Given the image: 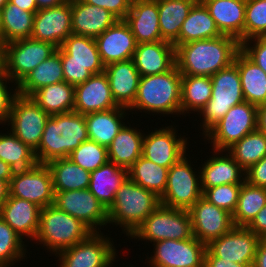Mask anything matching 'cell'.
Segmentation results:
<instances>
[{
  "label": "cell",
  "mask_w": 266,
  "mask_h": 267,
  "mask_svg": "<svg viewBox=\"0 0 266 267\" xmlns=\"http://www.w3.org/2000/svg\"><path fill=\"white\" fill-rule=\"evenodd\" d=\"M240 49L239 41L228 35L190 41L175 48L176 66L181 75L211 77L229 67Z\"/></svg>",
  "instance_id": "cell-1"
},
{
  "label": "cell",
  "mask_w": 266,
  "mask_h": 267,
  "mask_svg": "<svg viewBox=\"0 0 266 267\" xmlns=\"http://www.w3.org/2000/svg\"><path fill=\"white\" fill-rule=\"evenodd\" d=\"M181 79L176 64L167 72L142 76L136 99L128 109L130 114L181 118Z\"/></svg>",
  "instance_id": "cell-2"
},
{
  "label": "cell",
  "mask_w": 266,
  "mask_h": 267,
  "mask_svg": "<svg viewBox=\"0 0 266 267\" xmlns=\"http://www.w3.org/2000/svg\"><path fill=\"white\" fill-rule=\"evenodd\" d=\"M88 139L83 114L72 111L52 115L48 118L39 146L34 151L37 164L68 158L73 150Z\"/></svg>",
  "instance_id": "cell-3"
},
{
  "label": "cell",
  "mask_w": 266,
  "mask_h": 267,
  "mask_svg": "<svg viewBox=\"0 0 266 267\" xmlns=\"http://www.w3.org/2000/svg\"><path fill=\"white\" fill-rule=\"evenodd\" d=\"M160 204V198L155 193L127 178L107 210L108 226L122 229L120 235L125 234L124 237L129 240L128 237Z\"/></svg>",
  "instance_id": "cell-4"
},
{
  "label": "cell",
  "mask_w": 266,
  "mask_h": 267,
  "mask_svg": "<svg viewBox=\"0 0 266 267\" xmlns=\"http://www.w3.org/2000/svg\"><path fill=\"white\" fill-rule=\"evenodd\" d=\"M92 231L80 220L58 209L55 205L40 211L39 229L34 244L47 250L53 257L60 251L85 240Z\"/></svg>",
  "instance_id": "cell-5"
},
{
  "label": "cell",
  "mask_w": 266,
  "mask_h": 267,
  "mask_svg": "<svg viewBox=\"0 0 266 267\" xmlns=\"http://www.w3.org/2000/svg\"><path fill=\"white\" fill-rule=\"evenodd\" d=\"M212 96L207 104L197 114L200 118L203 137L213 126L217 124L225 114L235 105L245 101L237 65L233 62L211 76Z\"/></svg>",
  "instance_id": "cell-6"
},
{
  "label": "cell",
  "mask_w": 266,
  "mask_h": 267,
  "mask_svg": "<svg viewBox=\"0 0 266 267\" xmlns=\"http://www.w3.org/2000/svg\"><path fill=\"white\" fill-rule=\"evenodd\" d=\"M64 81L74 86L104 72L95 38L71 34L59 48Z\"/></svg>",
  "instance_id": "cell-7"
},
{
  "label": "cell",
  "mask_w": 266,
  "mask_h": 267,
  "mask_svg": "<svg viewBox=\"0 0 266 267\" xmlns=\"http://www.w3.org/2000/svg\"><path fill=\"white\" fill-rule=\"evenodd\" d=\"M193 237L188 210L159 205L128 237L148 246L160 240H186Z\"/></svg>",
  "instance_id": "cell-8"
},
{
  "label": "cell",
  "mask_w": 266,
  "mask_h": 267,
  "mask_svg": "<svg viewBox=\"0 0 266 267\" xmlns=\"http://www.w3.org/2000/svg\"><path fill=\"white\" fill-rule=\"evenodd\" d=\"M188 153L169 168L167 186L160 197L161 205L189 210L202 197L200 170L195 165L200 158H195V162L194 155Z\"/></svg>",
  "instance_id": "cell-9"
},
{
  "label": "cell",
  "mask_w": 266,
  "mask_h": 267,
  "mask_svg": "<svg viewBox=\"0 0 266 267\" xmlns=\"http://www.w3.org/2000/svg\"><path fill=\"white\" fill-rule=\"evenodd\" d=\"M104 233L92 232L85 240L58 252L56 267H109L120 257L117 242L111 234Z\"/></svg>",
  "instance_id": "cell-10"
},
{
  "label": "cell",
  "mask_w": 266,
  "mask_h": 267,
  "mask_svg": "<svg viewBox=\"0 0 266 267\" xmlns=\"http://www.w3.org/2000/svg\"><path fill=\"white\" fill-rule=\"evenodd\" d=\"M172 123L161 124L162 127H148L143 137L142 156L157 165L170 168L187 154L191 141L189 135L179 134V125ZM170 124V125H169ZM168 125V126H167ZM152 127L154 130H152ZM149 128L151 130L149 131ZM180 135V136H179Z\"/></svg>",
  "instance_id": "cell-11"
},
{
  "label": "cell",
  "mask_w": 266,
  "mask_h": 267,
  "mask_svg": "<svg viewBox=\"0 0 266 267\" xmlns=\"http://www.w3.org/2000/svg\"><path fill=\"white\" fill-rule=\"evenodd\" d=\"M258 107L246 101L233 106L203 137L213 150H226L257 129ZM208 142V143H207Z\"/></svg>",
  "instance_id": "cell-12"
},
{
  "label": "cell",
  "mask_w": 266,
  "mask_h": 267,
  "mask_svg": "<svg viewBox=\"0 0 266 267\" xmlns=\"http://www.w3.org/2000/svg\"><path fill=\"white\" fill-rule=\"evenodd\" d=\"M146 253L147 267H204L207 245L196 237L186 240H160ZM150 255V256H149Z\"/></svg>",
  "instance_id": "cell-13"
},
{
  "label": "cell",
  "mask_w": 266,
  "mask_h": 267,
  "mask_svg": "<svg viewBox=\"0 0 266 267\" xmlns=\"http://www.w3.org/2000/svg\"><path fill=\"white\" fill-rule=\"evenodd\" d=\"M56 50L52 43L33 38L8 42L4 44L5 74L18 85Z\"/></svg>",
  "instance_id": "cell-14"
},
{
  "label": "cell",
  "mask_w": 266,
  "mask_h": 267,
  "mask_svg": "<svg viewBox=\"0 0 266 267\" xmlns=\"http://www.w3.org/2000/svg\"><path fill=\"white\" fill-rule=\"evenodd\" d=\"M50 115L39 107L30 97L17 95L11 105L7 125L11 132L35 151Z\"/></svg>",
  "instance_id": "cell-15"
},
{
  "label": "cell",
  "mask_w": 266,
  "mask_h": 267,
  "mask_svg": "<svg viewBox=\"0 0 266 267\" xmlns=\"http://www.w3.org/2000/svg\"><path fill=\"white\" fill-rule=\"evenodd\" d=\"M9 195L32 202L41 209L53 205V178L47 164H36L27 170H15L9 183Z\"/></svg>",
  "instance_id": "cell-16"
},
{
  "label": "cell",
  "mask_w": 266,
  "mask_h": 267,
  "mask_svg": "<svg viewBox=\"0 0 266 267\" xmlns=\"http://www.w3.org/2000/svg\"><path fill=\"white\" fill-rule=\"evenodd\" d=\"M54 204L84 223L92 232L108 229V213L106 208L88 190L54 191Z\"/></svg>",
  "instance_id": "cell-17"
},
{
  "label": "cell",
  "mask_w": 266,
  "mask_h": 267,
  "mask_svg": "<svg viewBox=\"0 0 266 267\" xmlns=\"http://www.w3.org/2000/svg\"><path fill=\"white\" fill-rule=\"evenodd\" d=\"M188 211L193 236L205 245L220 238L235 226L230 212L217 207L203 197L198 199Z\"/></svg>",
  "instance_id": "cell-18"
},
{
  "label": "cell",
  "mask_w": 266,
  "mask_h": 267,
  "mask_svg": "<svg viewBox=\"0 0 266 267\" xmlns=\"http://www.w3.org/2000/svg\"><path fill=\"white\" fill-rule=\"evenodd\" d=\"M260 238L247 227L234 226L220 238L212 240L207 249L215 256L239 264L253 265Z\"/></svg>",
  "instance_id": "cell-19"
},
{
  "label": "cell",
  "mask_w": 266,
  "mask_h": 267,
  "mask_svg": "<svg viewBox=\"0 0 266 267\" xmlns=\"http://www.w3.org/2000/svg\"><path fill=\"white\" fill-rule=\"evenodd\" d=\"M71 0L62 5L40 9L35 13L31 38L60 48L72 34Z\"/></svg>",
  "instance_id": "cell-20"
},
{
  "label": "cell",
  "mask_w": 266,
  "mask_h": 267,
  "mask_svg": "<svg viewBox=\"0 0 266 267\" xmlns=\"http://www.w3.org/2000/svg\"><path fill=\"white\" fill-rule=\"evenodd\" d=\"M212 155L201 159L199 164L202 192L222 184H242L245 170L229 155L226 150H213Z\"/></svg>",
  "instance_id": "cell-21"
},
{
  "label": "cell",
  "mask_w": 266,
  "mask_h": 267,
  "mask_svg": "<svg viewBox=\"0 0 266 267\" xmlns=\"http://www.w3.org/2000/svg\"><path fill=\"white\" fill-rule=\"evenodd\" d=\"M102 63L130 60L137 42L125 20H117L111 27L95 38Z\"/></svg>",
  "instance_id": "cell-22"
},
{
  "label": "cell",
  "mask_w": 266,
  "mask_h": 267,
  "mask_svg": "<svg viewBox=\"0 0 266 267\" xmlns=\"http://www.w3.org/2000/svg\"><path fill=\"white\" fill-rule=\"evenodd\" d=\"M119 107L111 93L107 75L103 72L92 75L75 86L74 111L89 114Z\"/></svg>",
  "instance_id": "cell-23"
},
{
  "label": "cell",
  "mask_w": 266,
  "mask_h": 267,
  "mask_svg": "<svg viewBox=\"0 0 266 267\" xmlns=\"http://www.w3.org/2000/svg\"><path fill=\"white\" fill-rule=\"evenodd\" d=\"M40 211L41 208L36 204L9 195L0 207V217L26 243L30 241L32 244L39 229Z\"/></svg>",
  "instance_id": "cell-24"
},
{
  "label": "cell",
  "mask_w": 266,
  "mask_h": 267,
  "mask_svg": "<svg viewBox=\"0 0 266 267\" xmlns=\"http://www.w3.org/2000/svg\"><path fill=\"white\" fill-rule=\"evenodd\" d=\"M112 96L119 107L129 109L136 99L140 74L132 59L105 66Z\"/></svg>",
  "instance_id": "cell-25"
},
{
  "label": "cell",
  "mask_w": 266,
  "mask_h": 267,
  "mask_svg": "<svg viewBox=\"0 0 266 267\" xmlns=\"http://www.w3.org/2000/svg\"><path fill=\"white\" fill-rule=\"evenodd\" d=\"M222 35L244 42L246 0H200Z\"/></svg>",
  "instance_id": "cell-26"
},
{
  "label": "cell",
  "mask_w": 266,
  "mask_h": 267,
  "mask_svg": "<svg viewBox=\"0 0 266 267\" xmlns=\"http://www.w3.org/2000/svg\"><path fill=\"white\" fill-rule=\"evenodd\" d=\"M132 60L140 76L169 71L175 64V46L166 41L137 44Z\"/></svg>",
  "instance_id": "cell-27"
},
{
  "label": "cell",
  "mask_w": 266,
  "mask_h": 267,
  "mask_svg": "<svg viewBox=\"0 0 266 267\" xmlns=\"http://www.w3.org/2000/svg\"><path fill=\"white\" fill-rule=\"evenodd\" d=\"M157 0H132L124 19L129 25L137 44L162 41L159 27Z\"/></svg>",
  "instance_id": "cell-28"
},
{
  "label": "cell",
  "mask_w": 266,
  "mask_h": 267,
  "mask_svg": "<svg viewBox=\"0 0 266 267\" xmlns=\"http://www.w3.org/2000/svg\"><path fill=\"white\" fill-rule=\"evenodd\" d=\"M72 34L98 37L118 19L105 8L87 4L82 0H71Z\"/></svg>",
  "instance_id": "cell-29"
},
{
  "label": "cell",
  "mask_w": 266,
  "mask_h": 267,
  "mask_svg": "<svg viewBox=\"0 0 266 267\" xmlns=\"http://www.w3.org/2000/svg\"><path fill=\"white\" fill-rule=\"evenodd\" d=\"M130 121L133 123L135 120H128L107 147L109 161L127 170L142 156L146 129H138L139 126L135 127L133 124L131 126Z\"/></svg>",
  "instance_id": "cell-30"
},
{
  "label": "cell",
  "mask_w": 266,
  "mask_h": 267,
  "mask_svg": "<svg viewBox=\"0 0 266 267\" xmlns=\"http://www.w3.org/2000/svg\"><path fill=\"white\" fill-rule=\"evenodd\" d=\"M128 113V109L117 107L84 115L88 138L107 148L128 121Z\"/></svg>",
  "instance_id": "cell-31"
},
{
  "label": "cell",
  "mask_w": 266,
  "mask_h": 267,
  "mask_svg": "<svg viewBox=\"0 0 266 267\" xmlns=\"http://www.w3.org/2000/svg\"><path fill=\"white\" fill-rule=\"evenodd\" d=\"M127 178V169L108 161L90 172L88 190L108 210L114 202L117 190Z\"/></svg>",
  "instance_id": "cell-32"
},
{
  "label": "cell",
  "mask_w": 266,
  "mask_h": 267,
  "mask_svg": "<svg viewBox=\"0 0 266 267\" xmlns=\"http://www.w3.org/2000/svg\"><path fill=\"white\" fill-rule=\"evenodd\" d=\"M234 63L239 71L245 101L257 107L265 104L266 73L241 49L237 52Z\"/></svg>",
  "instance_id": "cell-33"
},
{
  "label": "cell",
  "mask_w": 266,
  "mask_h": 267,
  "mask_svg": "<svg viewBox=\"0 0 266 267\" xmlns=\"http://www.w3.org/2000/svg\"><path fill=\"white\" fill-rule=\"evenodd\" d=\"M198 0H157L162 41L178 46L180 29Z\"/></svg>",
  "instance_id": "cell-34"
},
{
  "label": "cell",
  "mask_w": 266,
  "mask_h": 267,
  "mask_svg": "<svg viewBox=\"0 0 266 267\" xmlns=\"http://www.w3.org/2000/svg\"><path fill=\"white\" fill-rule=\"evenodd\" d=\"M30 98L50 116L72 112L75 86L61 81L39 88Z\"/></svg>",
  "instance_id": "cell-35"
},
{
  "label": "cell",
  "mask_w": 266,
  "mask_h": 267,
  "mask_svg": "<svg viewBox=\"0 0 266 267\" xmlns=\"http://www.w3.org/2000/svg\"><path fill=\"white\" fill-rule=\"evenodd\" d=\"M64 81L61 52L57 50L33 69L18 85V95L30 97L39 88Z\"/></svg>",
  "instance_id": "cell-36"
},
{
  "label": "cell",
  "mask_w": 266,
  "mask_h": 267,
  "mask_svg": "<svg viewBox=\"0 0 266 267\" xmlns=\"http://www.w3.org/2000/svg\"><path fill=\"white\" fill-rule=\"evenodd\" d=\"M221 35L207 8L198 0L181 26L178 45L195 40L211 39Z\"/></svg>",
  "instance_id": "cell-37"
},
{
  "label": "cell",
  "mask_w": 266,
  "mask_h": 267,
  "mask_svg": "<svg viewBox=\"0 0 266 267\" xmlns=\"http://www.w3.org/2000/svg\"><path fill=\"white\" fill-rule=\"evenodd\" d=\"M212 96V80L209 76L182 75L181 79V116L196 115Z\"/></svg>",
  "instance_id": "cell-38"
},
{
  "label": "cell",
  "mask_w": 266,
  "mask_h": 267,
  "mask_svg": "<svg viewBox=\"0 0 266 267\" xmlns=\"http://www.w3.org/2000/svg\"><path fill=\"white\" fill-rule=\"evenodd\" d=\"M52 178L54 191L88 189L90 172L73 163L69 158H58L47 163Z\"/></svg>",
  "instance_id": "cell-39"
},
{
  "label": "cell",
  "mask_w": 266,
  "mask_h": 267,
  "mask_svg": "<svg viewBox=\"0 0 266 267\" xmlns=\"http://www.w3.org/2000/svg\"><path fill=\"white\" fill-rule=\"evenodd\" d=\"M34 16L8 1L1 9L2 43L31 38Z\"/></svg>",
  "instance_id": "cell-40"
},
{
  "label": "cell",
  "mask_w": 266,
  "mask_h": 267,
  "mask_svg": "<svg viewBox=\"0 0 266 267\" xmlns=\"http://www.w3.org/2000/svg\"><path fill=\"white\" fill-rule=\"evenodd\" d=\"M168 170L140 156L128 169V178L160 198L167 186Z\"/></svg>",
  "instance_id": "cell-41"
},
{
  "label": "cell",
  "mask_w": 266,
  "mask_h": 267,
  "mask_svg": "<svg viewBox=\"0 0 266 267\" xmlns=\"http://www.w3.org/2000/svg\"><path fill=\"white\" fill-rule=\"evenodd\" d=\"M0 131V159L14 170H27L37 164L34 151L17 138L9 128Z\"/></svg>",
  "instance_id": "cell-42"
},
{
  "label": "cell",
  "mask_w": 266,
  "mask_h": 267,
  "mask_svg": "<svg viewBox=\"0 0 266 267\" xmlns=\"http://www.w3.org/2000/svg\"><path fill=\"white\" fill-rule=\"evenodd\" d=\"M226 151L246 171L266 156V135L256 129L232 144Z\"/></svg>",
  "instance_id": "cell-43"
},
{
  "label": "cell",
  "mask_w": 266,
  "mask_h": 267,
  "mask_svg": "<svg viewBox=\"0 0 266 267\" xmlns=\"http://www.w3.org/2000/svg\"><path fill=\"white\" fill-rule=\"evenodd\" d=\"M265 205L266 188L253 186L244 181L236 209L232 214L234 225L247 227Z\"/></svg>",
  "instance_id": "cell-44"
},
{
  "label": "cell",
  "mask_w": 266,
  "mask_h": 267,
  "mask_svg": "<svg viewBox=\"0 0 266 267\" xmlns=\"http://www.w3.org/2000/svg\"><path fill=\"white\" fill-rule=\"evenodd\" d=\"M25 241L0 217V267H14L22 261H29V243ZM28 255H27V254ZM24 259V260H23ZM26 259V260H25Z\"/></svg>",
  "instance_id": "cell-45"
},
{
  "label": "cell",
  "mask_w": 266,
  "mask_h": 267,
  "mask_svg": "<svg viewBox=\"0 0 266 267\" xmlns=\"http://www.w3.org/2000/svg\"><path fill=\"white\" fill-rule=\"evenodd\" d=\"M68 158L88 172L98 169L109 161L107 148L90 139L82 142Z\"/></svg>",
  "instance_id": "cell-46"
},
{
  "label": "cell",
  "mask_w": 266,
  "mask_h": 267,
  "mask_svg": "<svg viewBox=\"0 0 266 267\" xmlns=\"http://www.w3.org/2000/svg\"><path fill=\"white\" fill-rule=\"evenodd\" d=\"M266 37V0H246L244 41Z\"/></svg>",
  "instance_id": "cell-47"
},
{
  "label": "cell",
  "mask_w": 266,
  "mask_h": 267,
  "mask_svg": "<svg viewBox=\"0 0 266 267\" xmlns=\"http://www.w3.org/2000/svg\"><path fill=\"white\" fill-rule=\"evenodd\" d=\"M242 184H222L207 188L203 191L202 197L208 202L225 209L231 214L234 213Z\"/></svg>",
  "instance_id": "cell-48"
},
{
  "label": "cell",
  "mask_w": 266,
  "mask_h": 267,
  "mask_svg": "<svg viewBox=\"0 0 266 267\" xmlns=\"http://www.w3.org/2000/svg\"><path fill=\"white\" fill-rule=\"evenodd\" d=\"M17 95V85L5 72L0 74V125H4L3 127L9 120L11 105Z\"/></svg>",
  "instance_id": "cell-49"
},
{
  "label": "cell",
  "mask_w": 266,
  "mask_h": 267,
  "mask_svg": "<svg viewBox=\"0 0 266 267\" xmlns=\"http://www.w3.org/2000/svg\"><path fill=\"white\" fill-rule=\"evenodd\" d=\"M241 50L266 73V37L245 40Z\"/></svg>",
  "instance_id": "cell-50"
},
{
  "label": "cell",
  "mask_w": 266,
  "mask_h": 267,
  "mask_svg": "<svg viewBox=\"0 0 266 267\" xmlns=\"http://www.w3.org/2000/svg\"><path fill=\"white\" fill-rule=\"evenodd\" d=\"M87 4L105 8L118 20H124L129 12L132 0H82Z\"/></svg>",
  "instance_id": "cell-51"
},
{
  "label": "cell",
  "mask_w": 266,
  "mask_h": 267,
  "mask_svg": "<svg viewBox=\"0 0 266 267\" xmlns=\"http://www.w3.org/2000/svg\"><path fill=\"white\" fill-rule=\"evenodd\" d=\"M245 181L250 185L266 188V156L245 171Z\"/></svg>",
  "instance_id": "cell-52"
},
{
  "label": "cell",
  "mask_w": 266,
  "mask_h": 267,
  "mask_svg": "<svg viewBox=\"0 0 266 267\" xmlns=\"http://www.w3.org/2000/svg\"><path fill=\"white\" fill-rule=\"evenodd\" d=\"M247 228L260 239L266 238V205L257 213Z\"/></svg>",
  "instance_id": "cell-53"
},
{
  "label": "cell",
  "mask_w": 266,
  "mask_h": 267,
  "mask_svg": "<svg viewBox=\"0 0 266 267\" xmlns=\"http://www.w3.org/2000/svg\"><path fill=\"white\" fill-rule=\"evenodd\" d=\"M253 265L239 264L215 257L208 249L205 252L204 267H252Z\"/></svg>",
  "instance_id": "cell-54"
},
{
  "label": "cell",
  "mask_w": 266,
  "mask_h": 267,
  "mask_svg": "<svg viewBox=\"0 0 266 267\" xmlns=\"http://www.w3.org/2000/svg\"><path fill=\"white\" fill-rule=\"evenodd\" d=\"M252 267H266V238H261Z\"/></svg>",
  "instance_id": "cell-55"
},
{
  "label": "cell",
  "mask_w": 266,
  "mask_h": 267,
  "mask_svg": "<svg viewBox=\"0 0 266 267\" xmlns=\"http://www.w3.org/2000/svg\"><path fill=\"white\" fill-rule=\"evenodd\" d=\"M12 4L22 8L27 12L36 13L38 11L36 0H9Z\"/></svg>",
  "instance_id": "cell-56"
},
{
  "label": "cell",
  "mask_w": 266,
  "mask_h": 267,
  "mask_svg": "<svg viewBox=\"0 0 266 267\" xmlns=\"http://www.w3.org/2000/svg\"><path fill=\"white\" fill-rule=\"evenodd\" d=\"M257 129L266 135V103L258 106L257 109Z\"/></svg>",
  "instance_id": "cell-57"
},
{
  "label": "cell",
  "mask_w": 266,
  "mask_h": 267,
  "mask_svg": "<svg viewBox=\"0 0 266 267\" xmlns=\"http://www.w3.org/2000/svg\"><path fill=\"white\" fill-rule=\"evenodd\" d=\"M14 168L0 159V179L10 183L12 176L14 175Z\"/></svg>",
  "instance_id": "cell-58"
},
{
  "label": "cell",
  "mask_w": 266,
  "mask_h": 267,
  "mask_svg": "<svg viewBox=\"0 0 266 267\" xmlns=\"http://www.w3.org/2000/svg\"><path fill=\"white\" fill-rule=\"evenodd\" d=\"M67 0H36L37 8L45 9L62 5Z\"/></svg>",
  "instance_id": "cell-59"
},
{
  "label": "cell",
  "mask_w": 266,
  "mask_h": 267,
  "mask_svg": "<svg viewBox=\"0 0 266 267\" xmlns=\"http://www.w3.org/2000/svg\"><path fill=\"white\" fill-rule=\"evenodd\" d=\"M9 196V183L0 179V207Z\"/></svg>",
  "instance_id": "cell-60"
},
{
  "label": "cell",
  "mask_w": 266,
  "mask_h": 267,
  "mask_svg": "<svg viewBox=\"0 0 266 267\" xmlns=\"http://www.w3.org/2000/svg\"><path fill=\"white\" fill-rule=\"evenodd\" d=\"M5 72L4 44L0 42V74Z\"/></svg>",
  "instance_id": "cell-61"
},
{
  "label": "cell",
  "mask_w": 266,
  "mask_h": 267,
  "mask_svg": "<svg viewBox=\"0 0 266 267\" xmlns=\"http://www.w3.org/2000/svg\"><path fill=\"white\" fill-rule=\"evenodd\" d=\"M0 42L2 43V21H1V10H0Z\"/></svg>",
  "instance_id": "cell-62"
},
{
  "label": "cell",
  "mask_w": 266,
  "mask_h": 267,
  "mask_svg": "<svg viewBox=\"0 0 266 267\" xmlns=\"http://www.w3.org/2000/svg\"><path fill=\"white\" fill-rule=\"evenodd\" d=\"M118 261H120V259L118 260H116L115 262H113V264H111L109 267H116L114 264L116 263V262H118ZM131 264V265H130ZM129 265H127L126 267H134V265L132 264V262L130 263Z\"/></svg>",
  "instance_id": "cell-63"
},
{
  "label": "cell",
  "mask_w": 266,
  "mask_h": 267,
  "mask_svg": "<svg viewBox=\"0 0 266 267\" xmlns=\"http://www.w3.org/2000/svg\"><path fill=\"white\" fill-rule=\"evenodd\" d=\"M9 0H0V10L3 8V6L8 2Z\"/></svg>",
  "instance_id": "cell-64"
}]
</instances>
